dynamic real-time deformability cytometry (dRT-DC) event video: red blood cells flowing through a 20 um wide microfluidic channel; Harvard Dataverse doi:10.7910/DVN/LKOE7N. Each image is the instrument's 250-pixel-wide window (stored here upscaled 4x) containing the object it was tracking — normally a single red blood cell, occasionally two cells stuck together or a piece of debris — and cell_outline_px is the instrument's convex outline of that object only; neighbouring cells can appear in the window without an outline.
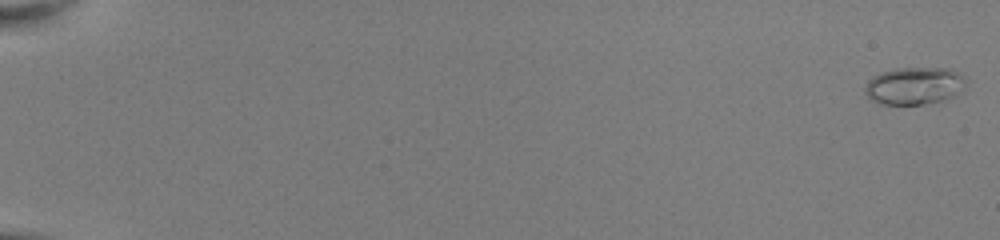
{"species": "common noctule bat (a hibernating species)", "species_latin": "Nyctalus noctula", "temperature_condition": "room temperature", "stored_images_in_passage": 53, "camera_frame_rate_fps": 3000, "um_per_image_px": 0.085, "animal": {"sex": "female", "body_mass_g": 22.0, "forearm_length_mm": 56.7}, "frame": {"image": 1, "passage_image": 1, "time_ms": 0.0, "image_size_px": [1000, 240], "cell_outline_px": [[964, 92], [944, 100], [924, 104], [880, 104], [872, 100], [864, 92], [864, 88], [868, 80], [872, 76], [880, 72], [896, 68], [948, 68], [964, 76]], "centroid_in_image_um": [77.71, 7.29], "position_along_channel_um": 7.3, "area_um2": 22.2}}
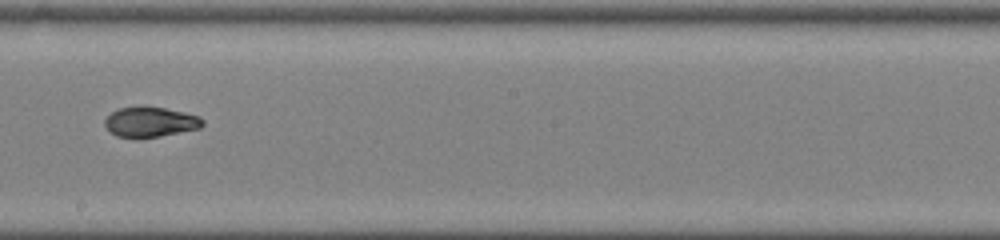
{"frame": {"image": 2, "passage_image": 33, "time_ms": 10.667, "image_size_px": [1000, 240], "cell_outline_px": [[204, 124], [200, 128], [160, 136], [116, 136], [108, 132], [104, 124], [104, 120], [112, 112], [120, 108], [144, 104], [184, 112], [200, 116], [204, 120]], "centroid_in_image_um": [12.77, 10.32], "position_along_channel_um": 235.4, "area_um2": 17.22}}
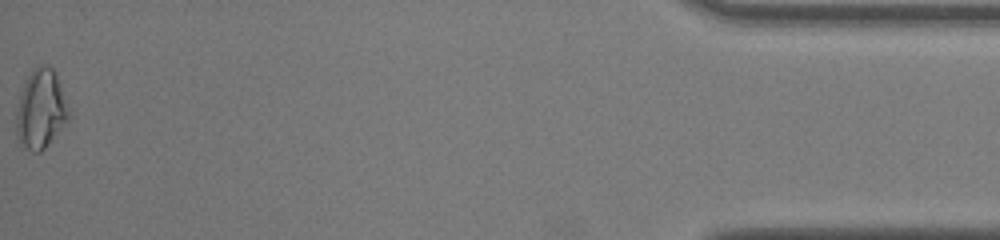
{"frame": {"image": 3, "passage_image": 53, "time_ms": 17.333, "image_size_px": [1000, 240], "cell_outline_px": [[68, 120], [44, 148], [40, 152], [32, 152], [20, 148], [16, 132], [16, 112], [20, 92], [32, 68], [40, 64], [52, 68], [56, 72], [68, 112]], "centroid_in_image_um": [3.41, 9.3], "position_along_channel_um": 431.8, "area_um2": 23.99}}